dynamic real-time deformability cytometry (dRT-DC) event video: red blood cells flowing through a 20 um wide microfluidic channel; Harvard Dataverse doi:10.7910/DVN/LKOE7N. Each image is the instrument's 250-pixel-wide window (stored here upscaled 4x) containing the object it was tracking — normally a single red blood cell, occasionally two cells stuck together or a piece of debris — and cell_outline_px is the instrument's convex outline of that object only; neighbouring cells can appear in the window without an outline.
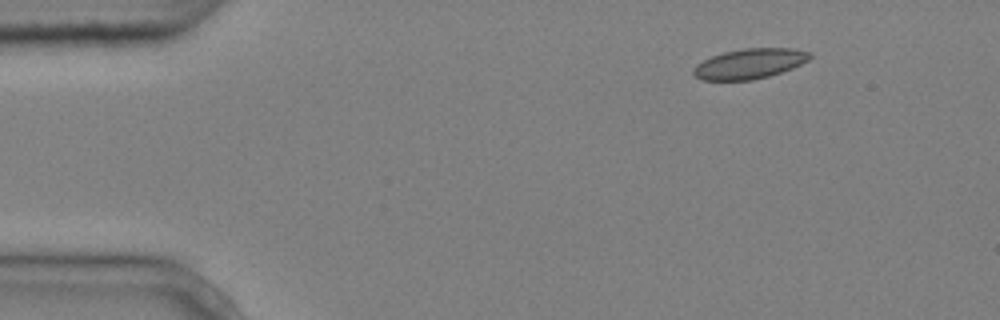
{"species": "common noctule bat (a hibernating species)", "species_latin": "Nyctalus noctula", "temperature_condition": "cold", "stored_images_in_passage": 5, "camera_frame_rate_fps": 3000, "um_per_image_px": 0.085, "animal": {"sex": "male", "body_mass_g": 20.4}, "frame": {"image": 1, "passage_image": 1, "time_ms": 0.0, "image_size_px": [1000, 320], "cell_outline_px": [[812, 56], [808, 60], [792, 68], [768, 76], [752, 80], [704, 80], [696, 76], [692, 72], [692, 68], [696, 64], [712, 56], [724, 52], [744, 48], [796, 48], [812, 52]], "centroid_in_image_um": [63.73, 5.4], "position_along_channel_um": 21.3, "area_um2": 20.4}}